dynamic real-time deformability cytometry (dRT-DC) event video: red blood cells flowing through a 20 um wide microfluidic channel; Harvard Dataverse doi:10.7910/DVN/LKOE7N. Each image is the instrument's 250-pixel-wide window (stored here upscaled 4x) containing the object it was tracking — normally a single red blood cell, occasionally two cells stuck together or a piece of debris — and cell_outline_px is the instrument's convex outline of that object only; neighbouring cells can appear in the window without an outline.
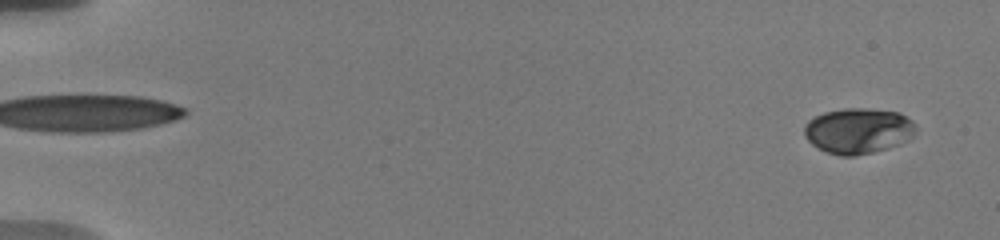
{"species": "human", "species_latin": "Homo sapiens", "temperature_condition": "warm", "stored_images_in_passage": 56, "camera_frame_rate_fps": 3000, "um_per_image_px": 0.085, "donor": {"sex": "male"}, "frame": {"image": 1, "passage_image": 3, "time_ms": 0.667, "image_size_px": [1000, 240], "cell_outline_px": [[916, 128], [912, 136], [908, 140], [900, 144], [888, 148], [872, 152], [852, 156], [840, 156], [828, 152], [812, 144], [804, 136], [804, 124], [808, 120], [824, 112], [844, 108], [864, 108], [900, 112], [912, 120], [916, 124]], "centroid_in_image_um": [72.96, 11.11], "position_along_channel_um": 12.0, "area_um2": 29.71}}
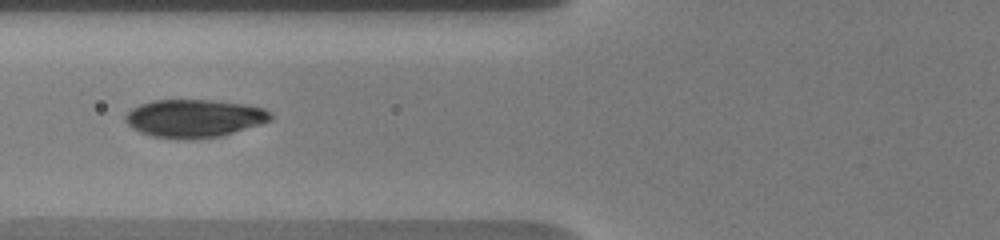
{"frame": {"image": 2, "passage_image": 24, "time_ms": 7.667, "image_size_px": [1000, 240], "cell_outline_px": [[272, 120], [260, 124], [220, 136], [192, 140], [184, 140], [152, 136], [140, 132], [132, 128], [124, 120], [124, 116], [132, 108], [140, 104], [152, 100], [208, 100], [240, 104], [264, 108], [272, 116]], "centroid_in_image_um": [16.46, 10.07], "position_along_channel_um": 109.3, "area_um2": 32.02}}
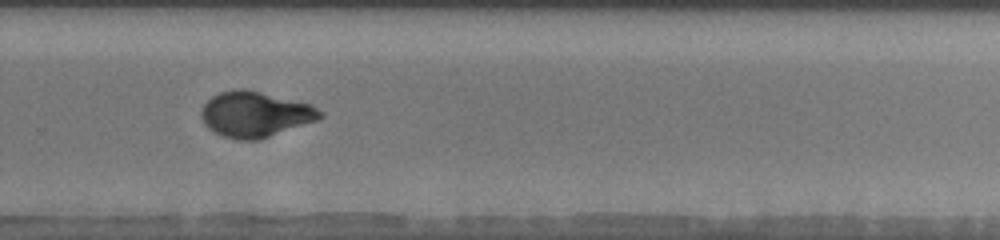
{"frame": {"image": 3, "passage_image": 40, "time_ms": 13.0, "image_size_px": [1000, 240], "cell_outline_px": [[324, 116], [316, 120], [260, 140], [240, 140], [224, 136], [208, 128], [204, 124], [200, 116], [200, 112], [204, 104], [212, 96], [220, 92], [236, 88], [244, 88], [312, 104], [324, 112]], "centroid_in_image_um": [21.69, 9.7], "position_along_channel_um": 308.1, "area_um2": 31.62}, "authors_computed_cell_mechanics": {"area_um2": 30.1716, "velocity_mm_per_s": 3.7354, "shape_relaxation_time_tau1_ms": 7.747, "shape_relaxation_time_tau2_ms": null, "deformation_change_tau1": 0.224, "deformation_change_tau2": null}}